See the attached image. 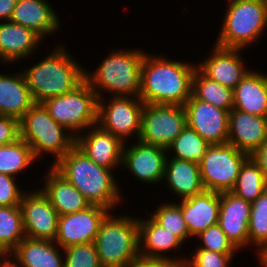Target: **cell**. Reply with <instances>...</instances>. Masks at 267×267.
I'll return each mask as SVG.
<instances>
[{"label":"cell","instance_id":"obj_16","mask_svg":"<svg viewBox=\"0 0 267 267\" xmlns=\"http://www.w3.org/2000/svg\"><path fill=\"white\" fill-rule=\"evenodd\" d=\"M187 125L210 144L228 142L229 112L194 98L192 95L183 105Z\"/></svg>","mask_w":267,"mask_h":267},{"label":"cell","instance_id":"obj_1","mask_svg":"<svg viewBox=\"0 0 267 267\" xmlns=\"http://www.w3.org/2000/svg\"><path fill=\"white\" fill-rule=\"evenodd\" d=\"M161 54L145 53L139 98L149 104L183 106L191 97L192 76L197 63L171 60Z\"/></svg>","mask_w":267,"mask_h":267},{"label":"cell","instance_id":"obj_33","mask_svg":"<svg viewBox=\"0 0 267 267\" xmlns=\"http://www.w3.org/2000/svg\"><path fill=\"white\" fill-rule=\"evenodd\" d=\"M25 237L20 205L0 206V248L11 253Z\"/></svg>","mask_w":267,"mask_h":267},{"label":"cell","instance_id":"obj_37","mask_svg":"<svg viewBox=\"0 0 267 267\" xmlns=\"http://www.w3.org/2000/svg\"><path fill=\"white\" fill-rule=\"evenodd\" d=\"M64 267H102L94 242L65 247Z\"/></svg>","mask_w":267,"mask_h":267},{"label":"cell","instance_id":"obj_21","mask_svg":"<svg viewBox=\"0 0 267 267\" xmlns=\"http://www.w3.org/2000/svg\"><path fill=\"white\" fill-rule=\"evenodd\" d=\"M10 21L33 30L44 41L62 27L58 12L48 0H17Z\"/></svg>","mask_w":267,"mask_h":267},{"label":"cell","instance_id":"obj_26","mask_svg":"<svg viewBox=\"0 0 267 267\" xmlns=\"http://www.w3.org/2000/svg\"><path fill=\"white\" fill-rule=\"evenodd\" d=\"M252 69L233 89V109L267 117V74Z\"/></svg>","mask_w":267,"mask_h":267},{"label":"cell","instance_id":"obj_8","mask_svg":"<svg viewBox=\"0 0 267 267\" xmlns=\"http://www.w3.org/2000/svg\"><path fill=\"white\" fill-rule=\"evenodd\" d=\"M49 115L75 137L97 125L98 97L84 80L73 91L42 102Z\"/></svg>","mask_w":267,"mask_h":267},{"label":"cell","instance_id":"obj_27","mask_svg":"<svg viewBox=\"0 0 267 267\" xmlns=\"http://www.w3.org/2000/svg\"><path fill=\"white\" fill-rule=\"evenodd\" d=\"M34 103L22 71L0 73V115L20 120Z\"/></svg>","mask_w":267,"mask_h":267},{"label":"cell","instance_id":"obj_30","mask_svg":"<svg viewBox=\"0 0 267 267\" xmlns=\"http://www.w3.org/2000/svg\"><path fill=\"white\" fill-rule=\"evenodd\" d=\"M38 160L31 147L21 138L0 146V173L18 178ZM21 173V174H20Z\"/></svg>","mask_w":267,"mask_h":267},{"label":"cell","instance_id":"obj_39","mask_svg":"<svg viewBox=\"0 0 267 267\" xmlns=\"http://www.w3.org/2000/svg\"><path fill=\"white\" fill-rule=\"evenodd\" d=\"M16 179L18 180V178L0 173V206L20 205L26 190L19 186Z\"/></svg>","mask_w":267,"mask_h":267},{"label":"cell","instance_id":"obj_10","mask_svg":"<svg viewBox=\"0 0 267 267\" xmlns=\"http://www.w3.org/2000/svg\"><path fill=\"white\" fill-rule=\"evenodd\" d=\"M249 156L228 142L211 144L199 163L204 189L218 193L231 191L242 164Z\"/></svg>","mask_w":267,"mask_h":267},{"label":"cell","instance_id":"obj_43","mask_svg":"<svg viewBox=\"0 0 267 267\" xmlns=\"http://www.w3.org/2000/svg\"><path fill=\"white\" fill-rule=\"evenodd\" d=\"M17 0H0V22L10 21Z\"/></svg>","mask_w":267,"mask_h":267},{"label":"cell","instance_id":"obj_28","mask_svg":"<svg viewBox=\"0 0 267 267\" xmlns=\"http://www.w3.org/2000/svg\"><path fill=\"white\" fill-rule=\"evenodd\" d=\"M11 254L25 267H64L63 248L52 240L25 237Z\"/></svg>","mask_w":267,"mask_h":267},{"label":"cell","instance_id":"obj_17","mask_svg":"<svg viewBox=\"0 0 267 267\" xmlns=\"http://www.w3.org/2000/svg\"><path fill=\"white\" fill-rule=\"evenodd\" d=\"M212 45L209 56L198 62L197 68L209 79L234 89L251 70L245 65L244 51Z\"/></svg>","mask_w":267,"mask_h":267},{"label":"cell","instance_id":"obj_41","mask_svg":"<svg viewBox=\"0 0 267 267\" xmlns=\"http://www.w3.org/2000/svg\"><path fill=\"white\" fill-rule=\"evenodd\" d=\"M250 156L258 164L267 182V139Z\"/></svg>","mask_w":267,"mask_h":267},{"label":"cell","instance_id":"obj_35","mask_svg":"<svg viewBox=\"0 0 267 267\" xmlns=\"http://www.w3.org/2000/svg\"><path fill=\"white\" fill-rule=\"evenodd\" d=\"M248 231L251 248L258 250L267 242V189L251 203Z\"/></svg>","mask_w":267,"mask_h":267},{"label":"cell","instance_id":"obj_6","mask_svg":"<svg viewBox=\"0 0 267 267\" xmlns=\"http://www.w3.org/2000/svg\"><path fill=\"white\" fill-rule=\"evenodd\" d=\"M110 212L94 241L102 267H127L140 258L138 216Z\"/></svg>","mask_w":267,"mask_h":267},{"label":"cell","instance_id":"obj_7","mask_svg":"<svg viewBox=\"0 0 267 267\" xmlns=\"http://www.w3.org/2000/svg\"><path fill=\"white\" fill-rule=\"evenodd\" d=\"M19 128L20 138L31 147L38 161L47 154L54 157L51 166L75 145V136L59 125L42 103L32 105L19 120Z\"/></svg>","mask_w":267,"mask_h":267},{"label":"cell","instance_id":"obj_3","mask_svg":"<svg viewBox=\"0 0 267 267\" xmlns=\"http://www.w3.org/2000/svg\"><path fill=\"white\" fill-rule=\"evenodd\" d=\"M65 46L57 42L53 50L41 58L42 61H36L25 70L23 68L22 73L35 103L73 91L85 80V66L77 62Z\"/></svg>","mask_w":267,"mask_h":267},{"label":"cell","instance_id":"obj_42","mask_svg":"<svg viewBox=\"0 0 267 267\" xmlns=\"http://www.w3.org/2000/svg\"><path fill=\"white\" fill-rule=\"evenodd\" d=\"M127 267H181L170 261H158V260H145L138 259Z\"/></svg>","mask_w":267,"mask_h":267},{"label":"cell","instance_id":"obj_31","mask_svg":"<svg viewBox=\"0 0 267 267\" xmlns=\"http://www.w3.org/2000/svg\"><path fill=\"white\" fill-rule=\"evenodd\" d=\"M267 189V182L258 164L249 156L242 164L231 192L250 203Z\"/></svg>","mask_w":267,"mask_h":267},{"label":"cell","instance_id":"obj_5","mask_svg":"<svg viewBox=\"0 0 267 267\" xmlns=\"http://www.w3.org/2000/svg\"><path fill=\"white\" fill-rule=\"evenodd\" d=\"M227 2L221 30L214 44L224 48L248 50L267 31V0Z\"/></svg>","mask_w":267,"mask_h":267},{"label":"cell","instance_id":"obj_12","mask_svg":"<svg viewBox=\"0 0 267 267\" xmlns=\"http://www.w3.org/2000/svg\"><path fill=\"white\" fill-rule=\"evenodd\" d=\"M132 143L124 144L121 167L147 185L163 183L167 149L139 140Z\"/></svg>","mask_w":267,"mask_h":267},{"label":"cell","instance_id":"obj_32","mask_svg":"<svg viewBox=\"0 0 267 267\" xmlns=\"http://www.w3.org/2000/svg\"><path fill=\"white\" fill-rule=\"evenodd\" d=\"M210 145L187 125L167 148V153L168 156L178 160L200 163Z\"/></svg>","mask_w":267,"mask_h":267},{"label":"cell","instance_id":"obj_29","mask_svg":"<svg viewBox=\"0 0 267 267\" xmlns=\"http://www.w3.org/2000/svg\"><path fill=\"white\" fill-rule=\"evenodd\" d=\"M191 95L228 112L233 109V89L209 79L198 68L192 76Z\"/></svg>","mask_w":267,"mask_h":267},{"label":"cell","instance_id":"obj_11","mask_svg":"<svg viewBox=\"0 0 267 267\" xmlns=\"http://www.w3.org/2000/svg\"><path fill=\"white\" fill-rule=\"evenodd\" d=\"M186 126L184 106L144 103L138 140L167 149Z\"/></svg>","mask_w":267,"mask_h":267},{"label":"cell","instance_id":"obj_25","mask_svg":"<svg viewBox=\"0 0 267 267\" xmlns=\"http://www.w3.org/2000/svg\"><path fill=\"white\" fill-rule=\"evenodd\" d=\"M163 182L176 199L182 200L203 192L199 163L178 160L167 155Z\"/></svg>","mask_w":267,"mask_h":267},{"label":"cell","instance_id":"obj_13","mask_svg":"<svg viewBox=\"0 0 267 267\" xmlns=\"http://www.w3.org/2000/svg\"><path fill=\"white\" fill-rule=\"evenodd\" d=\"M37 188L27 190L20 202L25 236L54 241L58 231L59 214L48 197Z\"/></svg>","mask_w":267,"mask_h":267},{"label":"cell","instance_id":"obj_20","mask_svg":"<svg viewBox=\"0 0 267 267\" xmlns=\"http://www.w3.org/2000/svg\"><path fill=\"white\" fill-rule=\"evenodd\" d=\"M250 212V202L237 197L231 191L220 193L218 224L239 251L249 247Z\"/></svg>","mask_w":267,"mask_h":267},{"label":"cell","instance_id":"obj_34","mask_svg":"<svg viewBox=\"0 0 267 267\" xmlns=\"http://www.w3.org/2000/svg\"><path fill=\"white\" fill-rule=\"evenodd\" d=\"M158 224L166 228L169 232L179 237L184 243L190 241L192 236L189 234L188 227L185 223L181 207L174 200L158 204L156 209L146 211Z\"/></svg>","mask_w":267,"mask_h":267},{"label":"cell","instance_id":"obj_40","mask_svg":"<svg viewBox=\"0 0 267 267\" xmlns=\"http://www.w3.org/2000/svg\"><path fill=\"white\" fill-rule=\"evenodd\" d=\"M20 138L19 120L0 115V146L15 142Z\"/></svg>","mask_w":267,"mask_h":267},{"label":"cell","instance_id":"obj_46","mask_svg":"<svg viewBox=\"0 0 267 267\" xmlns=\"http://www.w3.org/2000/svg\"><path fill=\"white\" fill-rule=\"evenodd\" d=\"M7 253L0 248V267L2 266V261H3V257L6 255Z\"/></svg>","mask_w":267,"mask_h":267},{"label":"cell","instance_id":"obj_4","mask_svg":"<svg viewBox=\"0 0 267 267\" xmlns=\"http://www.w3.org/2000/svg\"><path fill=\"white\" fill-rule=\"evenodd\" d=\"M112 49L94 70L85 68V81L98 98H105L107 93L108 96L139 97L141 66L147 51Z\"/></svg>","mask_w":267,"mask_h":267},{"label":"cell","instance_id":"obj_18","mask_svg":"<svg viewBox=\"0 0 267 267\" xmlns=\"http://www.w3.org/2000/svg\"><path fill=\"white\" fill-rule=\"evenodd\" d=\"M75 145L99 166L113 172L122 166L124 143L99 125H94L76 136Z\"/></svg>","mask_w":267,"mask_h":267},{"label":"cell","instance_id":"obj_15","mask_svg":"<svg viewBox=\"0 0 267 267\" xmlns=\"http://www.w3.org/2000/svg\"><path fill=\"white\" fill-rule=\"evenodd\" d=\"M111 211L99 205L58 218V231L54 242L61 248L94 242L101 222Z\"/></svg>","mask_w":267,"mask_h":267},{"label":"cell","instance_id":"obj_23","mask_svg":"<svg viewBox=\"0 0 267 267\" xmlns=\"http://www.w3.org/2000/svg\"><path fill=\"white\" fill-rule=\"evenodd\" d=\"M176 203L181 207L192 238L218 223L220 208V193L218 192L204 190L193 197L179 200Z\"/></svg>","mask_w":267,"mask_h":267},{"label":"cell","instance_id":"obj_38","mask_svg":"<svg viewBox=\"0 0 267 267\" xmlns=\"http://www.w3.org/2000/svg\"><path fill=\"white\" fill-rule=\"evenodd\" d=\"M193 254V255H192ZM236 253H216L206 249H195L187 256L182 267H231Z\"/></svg>","mask_w":267,"mask_h":267},{"label":"cell","instance_id":"obj_44","mask_svg":"<svg viewBox=\"0 0 267 267\" xmlns=\"http://www.w3.org/2000/svg\"><path fill=\"white\" fill-rule=\"evenodd\" d=\"M1 267H25V266L16 257H14L11 253H7L3 257Z\"/></svg>","mask_w":267,"mask_h":267},{"label":"cell","instance_id":"obj_22","mask_svg":"<svg viewBox=\"0 0 267 267\" xmlns=\"http://www.w3.org/2000/svg\"><path fill=\"white\" fill-rule=\"evenodd\" d=\"M228 143L251 155L267 139V117L229 111Z\"/></svg>","mask_w":267,"mask_h":267},{"label":"cell","instance_id":"obj_36","mask_svg":"<svg viewBox=\"0 0 267 267\" xmlns=\"http://www.w3.org/2000/svg\"><path fill=\"white\" fill-rule=\"evenodd\" d=\"M196 238L197 240L199 239L200 242H196L197 246H195V249H206L216 253H238L239 251L232 244L218 223L200 232L195 236V239Z\"/></svg>","mask_w":267,"mask_h":267},{"label":"cell","instance_id":"obj_2","mask_svg":"<svg viewBox=\"0 0 267 267\" xmlns=\"http://www.w3.org/2000/svg\"><path fill=\"white\" fill-rule=\"evenodd\" d=\"M52 167L76 187L91 205L105 207L111 212L124 205L120 182H117L113 171L97 165L76 145Z\"/></svg>","mask_w":267,"mask_h":267},{"label":"cell","instance_id":"obj_9","mask_svg":"<svg viewBox=\"0 0 267 267\" xmlns=\"http://www.w3.org/2000/svg\"><path fill=\"white\" fill-rule=\"evenodd\" d=\"M143 106L144 102L134 96L98 98L97 125L124 144L132 138L137 141L141 132Z\"/></svg>","mask_w":267,"mask_h":267},{"label":"cell","instance_id":"obj_24","mask_svg":"<svg viewBox=\"0 0 267 267\" xmlns=\"http://www.w3.org/2000/svg\"><path fill=\"white\" fill-rule=\"evenodd\" d=\"M40 187L59 216L85 210L91 204L84 195L60 175L52 166L48 168Z\"/></svg>","mask_w":267,"mask_h":267},{"label":"cell","instance_id":"obj_19","mask_svg":"<svg viewBox=\"0 0 267 267\" xmlns=\"http://www.w3.org/2000/svg\"><path fill=\"white\" fill-rule=\"evenodd\" d=\"M43 39L33 30L11 21L0 22V64H18L35 56Z\"/></svg>","mask_w":267,"mask_h":267},{"label":"cell","instance_id":"obj_14","mask_svg":"<svg viewBox=\"0 0 267 267\" xmlns=\"http://www.w3.org/2000/svg\"><path fill=\"white\" fill-rule=\"evenodd\" d=\"M138 227L140 259L170 261L181 267L184 265L187 256L175 257L170 253L173 250L179 251L185 245L179 237L162 227L151 216H138Z\"/></svg>","mask_w":267,"mask_h":267},{"label":"cell","instance_id":"obj_45","mask_svg":"<svg viewBox=\"0 0 267 267\" xmlns=\"http://www.w3.org/2000/svg\"><path fill=\"white\" fill-rule=\"evenodd\" d=\"M256 251V256L258 258V263L262 267H267V242L263 244L258 250Z\"/></svg>","mask_w":267,"mask_h":267}]
</instances>
